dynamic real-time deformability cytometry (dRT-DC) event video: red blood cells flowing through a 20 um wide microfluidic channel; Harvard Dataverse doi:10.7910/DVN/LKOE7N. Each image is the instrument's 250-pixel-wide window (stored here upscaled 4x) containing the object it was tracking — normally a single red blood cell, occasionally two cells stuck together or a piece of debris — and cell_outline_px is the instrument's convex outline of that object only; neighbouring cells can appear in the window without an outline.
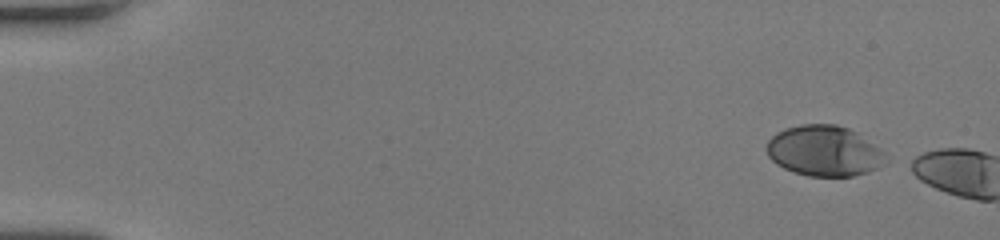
{"species": "human", "species_latin": "Homo sapiens", "temperature_condition": "room temperature", "stored_images_in_passage": 3, "camera_frame_rate_fps": 3000, "um_per_image_px": 0.085, "donor": {"sex": "female"}, "frame": {"image": 1, "passage_image": 1, "time_ms": 0.0, "image_size_px": [1000, 240], "cell_outline_px": [[888, 164], [852, 176], [808, 176], [792, 172], [776, 164], [768, 156], [764, 148], [768, 140], [776, 132], [784, 128], [800, 124], [836, 124], [848, 128], [856, 132], [880, 148]], "centroid_in_image_um": [70.01, 12.82], "position_along_channel_um": 15.0, "area_um2": 35.26}}